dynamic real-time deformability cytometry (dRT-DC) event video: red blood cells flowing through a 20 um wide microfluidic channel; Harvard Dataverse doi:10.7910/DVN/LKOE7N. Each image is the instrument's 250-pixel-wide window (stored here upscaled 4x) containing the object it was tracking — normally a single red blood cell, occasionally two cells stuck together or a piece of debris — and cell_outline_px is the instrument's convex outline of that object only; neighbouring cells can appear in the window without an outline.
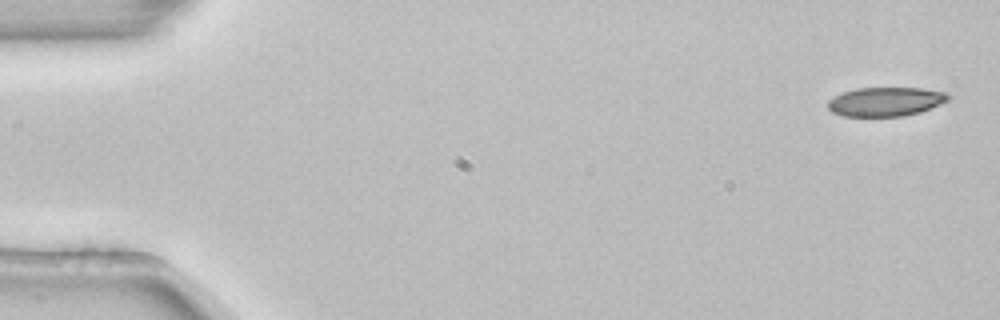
{"species": "common noctule bat (a hibernating species)", "species_latin": "Nyctalus noctula", "temperature_condition": "room temperature", "stored_images_in_passage": 6, "camera_frame_rate_fps": 3000, "um_per_image_px": 0.085, "animal": {"sex": "female", "body_mass_g": 22.7, "forearm_length_mm": 54.2}, "frame": {"image": 1, "passage_image": 1, "time_ms": 0.0, "image_size_px": [1000, 320], "cell_outline_px": [[952, 96], [948, 100], [940, 104], [920, 112], [904, 116], [844, 116], [832, 112], [828, 108], [828, 100], [844, 92], [856, 88], [920, 88], [948, 92]], "centroid_in_image_um": [75.31, 8.64], "position_along_channel_um": 9.7, "area_um2": 20.35}}
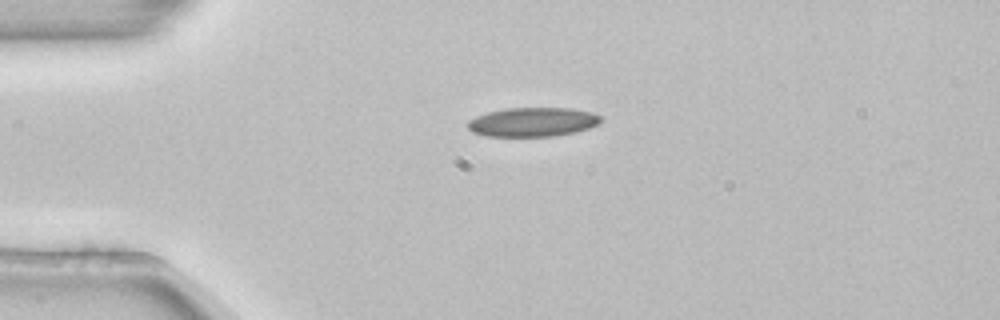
{"frame": {"image": 2, "passage_image": 4, "time_ms": 1.0, "image_size_px": [1000, 320], "cell_outline_px": [[604, 120], [600, 124], [576, 132], [556, 136], [484, 136], [472, 132], [468, 128], [468, 120], [476, 116], [488, 112], [508, 108], [572, 108], [592, 112], [604, 116]], "centroid_in_image_um": [45.34, 10.37], "position_along_channel_um": 39.7, "area_um2": 22.89}}